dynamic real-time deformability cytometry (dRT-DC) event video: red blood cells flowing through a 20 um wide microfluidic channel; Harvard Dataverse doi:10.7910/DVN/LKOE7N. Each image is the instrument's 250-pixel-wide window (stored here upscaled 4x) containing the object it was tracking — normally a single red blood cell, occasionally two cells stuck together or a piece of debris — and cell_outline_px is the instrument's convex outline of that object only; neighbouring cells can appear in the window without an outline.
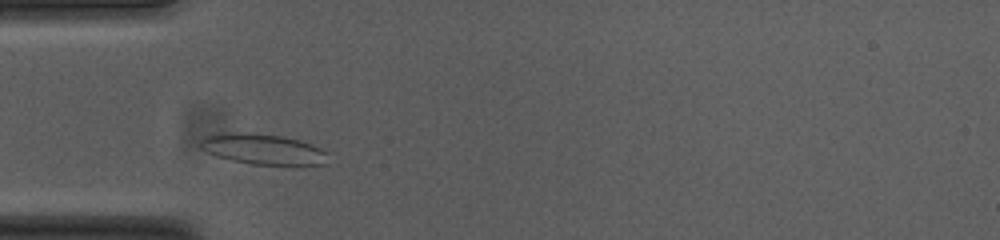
{"species": "common noctule bat (a hibernating species)", "species_latin": "Nyctalus noctula", "temperature_condition": "cold", "stored_images_in_passage": 30, "camera_frame_rate_fps": 3000, "um_per_image_px": 0.085, "animal": {"sex": "female", "body_mass_g": 23.0, "forearm_length_mm": 53.4}, "frame": {"image": 1, "passage_image": 4, "time_ms": 1.0, "image_size_px": [1000, 240], "cell_outline_px": [[324, 164], [252, 164], [232, 160], [216, 156], [200, 148], [200, 140], [204, 136], [212, 132], [244, 132], [284, 136], [312, 144], [320, 148], [324, 152]], "centroid_in_image_um": [22.21, 12.64], "position_along_channel_um": 62.8, "area_um2": 22.48}}
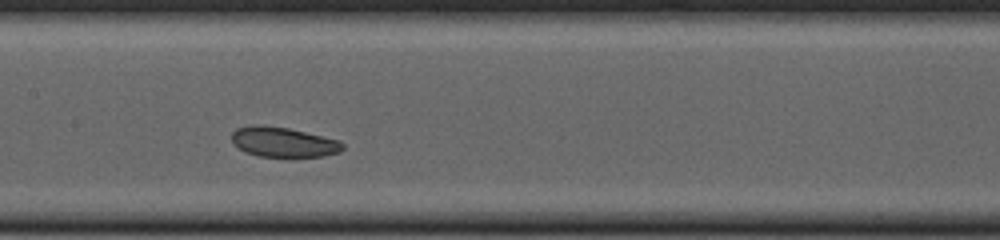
{"frame": {"image": 2, "passage_image": 14, "time_ms": 4.333, "image_size_px": [1000, 240], "cell_outline_px": [[344, 148], [340, 152], [324, 156], [292, 160], [260, 156], [244, 152], [232, 140], [232, 132], [236, 128], [288, 128], [340, 140], [344, 144]], "centroid_in_image_um": [24.22, 12.18], "position_along_channel_um": 183.2, "area_um2": 19.36}}
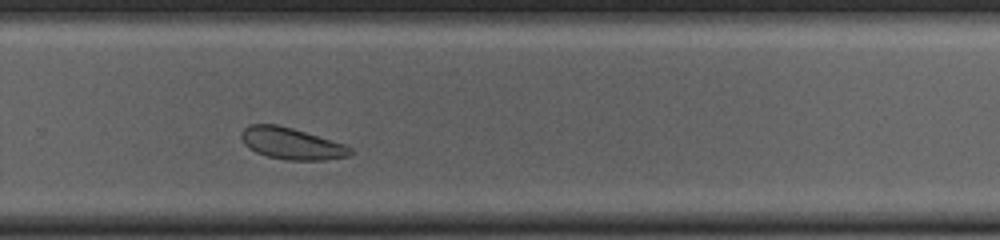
{"frame": {"image": 3, "passage_image": 24, "time_ms": 7.667, "image_size_px": [1000, 240], "cell_outline_px": [[356, 152], [352, 156], [324, 160], [288, 160], [268, 156], [256, 152], [248, 148], [244, 144], [240, 136], [240, 132], [248, 124], [276, 124], [292, 128], [332, 140], [344, 144], [352, 148]], "centroid_in_image_um": [24.8, 12.2], "position_along_channel_um": 305.0, "area_um2": 20.29}, "authors_computed_cell_mechanics": {"area_um2": 20.4323, "velocity_mm_per_s": 3.6627, "shape_relaxation_time_tau1_ms": null, "shape_relaxation_time_tau2_ms": 6.92, "deformation_change_tau1": null, "deformation_change_tau2": 0.117}}